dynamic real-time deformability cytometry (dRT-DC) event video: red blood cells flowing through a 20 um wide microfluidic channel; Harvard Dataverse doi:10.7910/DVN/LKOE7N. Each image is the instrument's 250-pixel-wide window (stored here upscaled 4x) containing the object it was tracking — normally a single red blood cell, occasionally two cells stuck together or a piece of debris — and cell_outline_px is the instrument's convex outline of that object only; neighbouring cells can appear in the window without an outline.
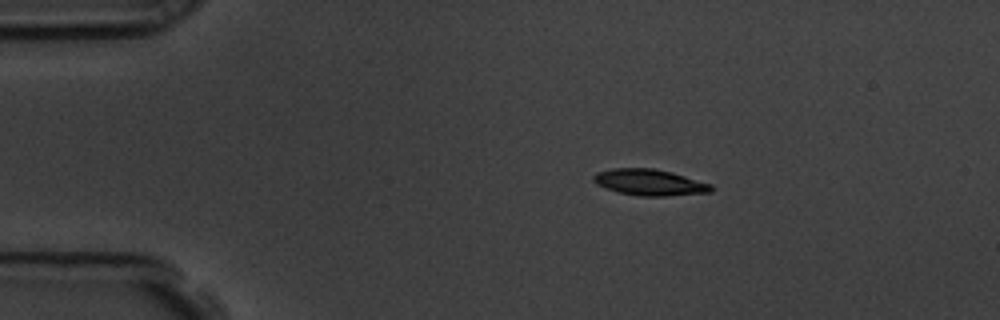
{"species": "common noctule bat (a hibernating species)", "species_latin": "Nyctalus noctula", "temperature_condition": "room temperature", "stored_images_in_passage": 48, "camera_frame_rate_fps": 3000, "um_per_image_px": 0.085, "animal": {"sex": "male", "body_mass_g": 19.5, "forearm_length_mm": 54.6}, "frame": {"image": 1, "passage_image": 1, "time_ms": 0.0, "image_size_px": [1000, 320], "cell_outline_px": [[712, 192], [664, 196], [640, 196], [616, 192], [604, 188], [596, 184], [592, 180], [592, 176], [596, 172], [612, 168], [656, 168], [672, 172], [712, 184]], "centroid_in_image_um": [55.17, 15.49], "position_along_channel_um": 29.8, "area_um2": 18.21}}
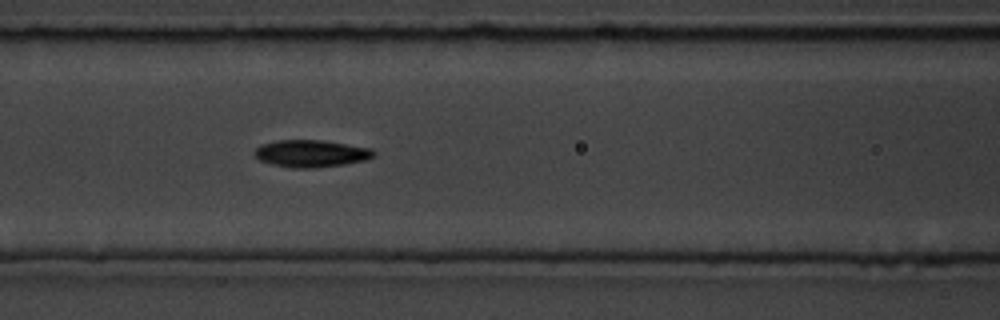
{"frame": {"image": 2, "passage_image": 15, "time_ms": 4.667, "image_size_px": [1000, 320], "cell_outline_px": [[376, 156], [364, 160], [344, 164], [316, 168], [292, 168], [272, 164], [260, 160], [252, 152], [260, 144], [280, 140], [320, 140], [372, 148], [376, 152]], "centroid_in_image_um": [26.44, 13.05], "position_along_channel_um": 140.2, "area_um2": 18.9}}
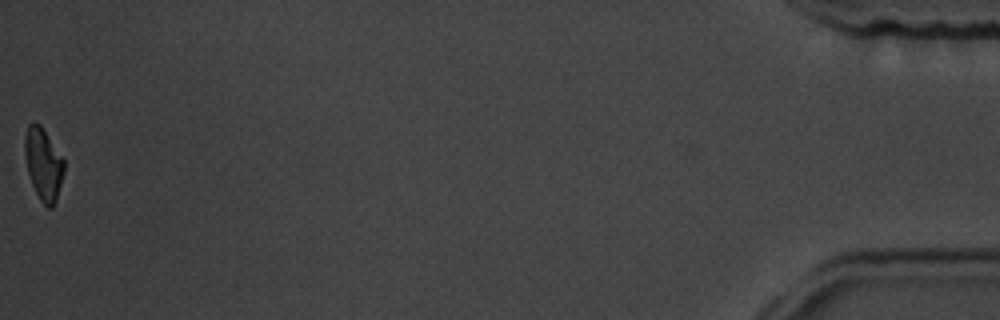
{"frame": {"image": 3, "passage_image": 48, "time_ms": 15.667, "image_size_px": [1000, 320], "cell_outline_px": [[64, 172], [56, 200], [52, 208], [48, 208], [40, 200], [32, 184], [28, 172], [24, 152], [24, 136], [28, 124], [32, 120], [40, 124], [64, 160]], "centroid_in_image_um": [3.67, 13.92], "position_along_channel_um": 431.5, "area_um2": 16.42}, "authors_computed_cell_mechanics": {"area_um2": 18.1781, "velocity_mm_per_s": 3.5611, "shape_relaxation_time_tau1_ms": 2.4293, "shape_relaxation_time_tau2_ms": 3.6626, "deformation_change_tau1": 0.1699, "deformation_change_tau2": 0.1007}}